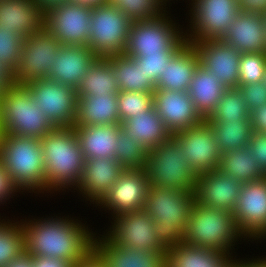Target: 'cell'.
<instances>
[{"label":"cell","instance_id":"cell-54","mask_svg":"<svg viewBox=\"0 0 266 267\" xmlns=\"http://www.w3.org/2000/svg\"><path fill=\"white\" fill-rule=\"evenodd\" d=\"M258 259V260H257ZM257 259H252L251 261H240V266L241 267H266V258H263V259H260V258H257Z\"/></svg>","mask_w":266,"mask_h":267},{"label":"cell","instance_id":"cell-24","mask_svg":"<svg viewBox=\"0 0 266 267\" xmlns=\"http://www.w3.org/2000/svg\"><path fill=\"white\" fill-rule=\"evenodd\" d=\"M102 236L94 237L93 250L107 267H166V252L135 250L114 244Z\"/></svg>","mask_w":266,"mask_h":267},{"label":"cell","instance_id":"cell-20","mask_svg":"<svg viewBox=\"0 0 266 267\" xmlns=\"http://www.w3.org/2000/svg\"><path fill=\"white\" fill-rule=\"evenodd\" d=\"M242 183L219 169L199 174L196 181V202L202 206L233 212Z\"/></svg>","mask_w":266,"mask_h":267},{"label":"cell","instance_id":"cell-26","mask_svg":"<svg viewBox=\"0 0 266 267\" xmlns=\"http://www.w3.org/2000/svg\"><path fill=\"white\" fill-rule=\"evenodd\" d=\"M200 64L192 43L186 42L170 59L160 75L156 89L188 92L193 75Z\"/></svg>","mask_w":266,"mask_h":267},{"label":"cell","instance_id":"cell-36","mask_svg":"<svg viewBox=\"0 0 266 267\" xmlns=\"http://www.w3.org/2000/svg\"><path fill=\"white\" fill-rule=\"evenodd\" d=\"M18 223V224H17ZM25 252V236L22 221L11 223L0 222V267H5L13 259Z\"/></svg>","mask_w":266,"mask_h":267},{"label":"cell","instance_id":"cell-14","mask_svg":"<svg viewBox=\"0 0 266 267\" xmlns=\"http://www.w3.org/2000/svg\"><path fill=\"white\" fill-rule=\"evenodd\" d=\"M106 236L114 244L135 250L167 252L155 232V224L145 209L121 214L115 218Z\"/></svg>","mask_w":266,"mask_h":267},{"label":"cell","instance_id":"cell-55","mask_svg":"<svg viewBox=\"0 0 266 267\" xmlns=\"http://www.w3.org/2000/svg\"><path fill=\"white\" fill-rule=\"evenodd\" d=\"M72 1L91 5V6L105 4L108 2V0H72Z\"/></svg>","mask_w":266,"mask_h":267},{"label":"cell","instance_id":"cell-39","mask_svg":"<svg viewBox=\"0 0 266 267\" xmlns=\"http://www.w3.org/2000/svg\"><path fill=\"white\" fill-rule=\"evenodd\" d=\"M147 151L143 148L140 141L133 139L127 132L119 126L117 148L115 159L125 169L144 168L146 165Z\"/></svg>","mask_w":266,"mask_h":267},{"label":"cell","instance_id":"cell-42","mask_svg":"<svg viewBox=\"0 0 266 267\" xmlns=\"http://www.w3.org/2000/svg\"><path fill=\"white\" fill-rule=\"evenodd\" d=\"M265 70L266 53H242L239 65V85L262 82Z\"/></svg>","mask_w":266,"mask_h":267},{"label":"cell","instance_id":"cell-5","mask_svg":"<svg viewBox=\"0 0 266 267\" xmlns=\"http://www.w3.org/2000/svg\"><path fill=\"white\" fill-rule=\"evenodd\" d=\"M54 128L25 85L12 83L0 94V133L41 139Z\"/></svg>","mask_w":266,"mask_h":267},{"label":"cell","instance_id":"cell-19","mask_svg":"<svg viewBox=\"0 0 266 267\" xmlns=\"http://www.w3.org/2000/svg\"><path fill=\"white\" fill-rule=\"evenodd\" d=\"M153 106L172 135L204 121L188 92L155 89Z\"/></svg>","mask_w":266,"mask_h":267},{"label":"cell","instance_id":"cell-21","mask_svg":"<svg viewBox=\"0 0 266 267\" xmlns=\"http://www.w3.org/2000/svg\"><path fill=\"white\" fill-rule=\"evenodd\" d=\"M220 40L240 53H266L264 15L239 11Z\"/></svg>","mask_w":266,"mask_h":267},{"label":"cell","instance_id":"cell-18","mask_svg":"<svg viewBox=\"0 0 266 267\" xmlns=\"http://www.w3.org/2000/svg\"><path fill=\"white\" fill-rule=\"evenodd\" d=\"M190 43L197 51L201 66L216 76L226 88H238L242 53L220 39Z\"/></svg>","mask_w":266,"mask_h":267},{"label":"cell","instance_id":"cell-56","mask_svg":"<svg viewBox=\"0 0 266 267\" xmlns=\"http://www.w3.org/2000/svg\"><path fill=\"white\" fill-rule=\"evenodd\" d=\"M224 267H241L240 266V261L238 260H234V259H230Z\"/></svg>","mask_w":266,"mask_h":267},{"label":"cell","instance_id":"cell-12","mask_svg":"<svg viewBox=\"0 0 266 267\" xmlns=\"http://www.w3.org/2000/svg\"><path fill=\"white\" fill-rule=\"evenodd\" d=\"M187 42L220 39L239 12L236 0H191Z\"/></svg>","mask_w":266,"mask_h":267},{"label":"cell","instance_id":"cell-11","mask_svg":"<svg viewBox=\"0 0 266 267\" xmlns=\"http://www.w3.org/2000/svg\"><path fill=\"white\" fill-rule=\"evenodd\" d=\"M37 106L55 127H73L77 115L76 90L44 78L25 85Z\"/></svg>","mask_w":266,"mask_h":267},{"label":"cell","instance_id":"cell-1","mask_svg":"<svg viewBox=\"0 0 266 267\" xmlns=\"http://www.w3.org/2000/svg\"><path fill=\"white\" fill-rule=\"evenodd\" d=\"M34 220L22 222L25 252L29 255L62 259L75 265L93 251L96 234L78 219L77 222L67 217Z\"/></svg>","mask_w":266,"mask_h":267},{"label":"cell","instance_id":"cell-25","mask_svg":"<svg viewBox=\"0 0 266 267\" xmlns=\"http://www.w3.org/2000/svg\"><path fill=\"white\" fill-rule=\"evenodd\" d=\"M0 27L26 39L45 28V12L33 0H0Z\"/></svg>","mask_w":266,"mask_h":267},{"label":"cell","instance_id":"cell-58","mask_svg":"<svg viewBox=\"0 0 266 267\" xmlns=\"http://www.w3.org/2000/svg\"><path fill=\"white\" fill-rule=\"evenodd\" d=\"M264 21H265V26H266V14H264Z\"/></svg>","mask_w":266,"mask_h":267},{"label":"cell","instance_id":"cell-51","mask_svg":"<svg viewBox=\"0 0 266 267\" xmlns=\"http://www.w3.org/2000/svg\"><path fill=\"white\" fill-rule=\"evenodd\" d=\"M5 267H33V256L29 255L27 252H24L18 258L13 259Z\"/></svg>","mask_w":266,"mask_h":267},{"label":"cell","instance_id":"cell-17","mask_svg":"<svg viewBox=\"0 0 266 267\" xmlns=\"http://www.w3.org/2000/svg\"><path fill=\"white\" fill-rule=\"evenodd\" d=\"M149 188L144 168L125 169L97 206L108 208L114 217L144 209Z\"/></svg>","mask_w":266,"mask_h":267},{"label":"cell","instance_id":"cell-6","mask_svg":"<svg viewBox=\"0 0 266 267\" xmlns=\"http://www.w3.org/2000/svg\"><path fill=\"white\" fill-rule=\"evenodd\" d=\"M241 236L244 235L235 222L233 212L209 208L195 202L184 231L183 243L229 255L231 246Z\"/></svg>","mask_w":266,"mask_h":267},{"label":"cell","instance_id":"cell-3","mask_svg":"<svg viewBox=\"0 0 266 267\" xmlns=\"http://www.w3.org/2000/svg\"><path fill=\"white\" fill-rule=\"evenodd\" d=\"M195 202V192L150 185L144 209L153 219L158 240L167 250L183 243Z\"/></svg>","mask_w":266,"mask_h":267},{"label":"cell","instance_id":"cell-44","mask_svg":"<svg viewBox=\"0 0 266 267\" xmlns=\"http://www.w3.org/2000/svg\"><path fill=\"white\" fill-rule=\"evenodd\" d=\"M249 112L266 103V86L264 82L238 85Z\"/></svg>","mask_w":266,"mask_h":267},{"label":"cell","instance_id":"cell-57","mask_svg":"<svg viewBox=\"0 0 266 267\" xmlns=\"http://www.w3.org/2000/svg\"><path fill=\"white\" fill-rule=\"evenodd\" d=\"M263 82H264V84H265V86H266V70H265V74H264Z\"/></svg>","mask_w":266,"mask_h":267},{"label":"cell","instance_id":"cell-2","mask_svg":"<svg viewBox=\"0 0 266 267\" xmlns=\"http://www.w3.org/2000/svg\"><path fill=\"white\" fill-rule=\"evenodd\" d=\"M46 191L77 188L85 158L73 127H55L40 139Z\"/></svg>","mask_w":266,"mask_h":267},{"label":"cell","instance_id":"cell-34","mask_svg":"<svg viewBox=\"0 0 266 267\" xmlns=\"http://www.w3.org/2000/svg\"><path fill=\"white\" fill-rule=\"evenodd\" d=\"M218 169L224 174L235 177L242 184L266 177L258 162L253 158L248 145L237 150L223 152Z\"/></svg>","mask_w":266,"mask_h":267},{"label":"cell","instance_id":"cell-49","mask_svg":"<svg viewBox=\"0 0 266 267\" xmlns=\"http://www.w3.org/2000/svg\"><path fill=\"white\" fill-rule=\"evenodd\" d=\"M33 267H74V264L62 259L33 257Z\"/></svg>","mask_w":266,"mask_h":267},{"label":"cell","instance_id":"cell-38","mask_svg":"<svg viewBox=\"0 0 266 267\" xmlns=\"http://www.w3.org/2000/svg\"><path fill=\"white\" fill-rule=\"evenodd\" d=\"M107 3L116 6L131 22L150 21L167 12L163 10L167 5L164 0H108Z\"/></svg>","mask_w":266,"mask_h":267},{"label":"cell","instance_id":"cell-4","mask_svg":"<svg viewBox=\"0 0 266 267\" xmlns=\"http://www.w3.org/2000/svg\"><path fill=\"white\" fill-rule=\"evenodd\" d=\"M0 160L20 189L46 191L40 139L0 133Z\"/></svg>","mask_w":266,"mask_h":267},{"label":"cell","instance_id":"cell-35","mask_svg":"<svg viewBox=\"0 0 266 267\" xmlns=\"http://www.w3.org/2000/svg\"><path fill=\"white\" fill-rule=\"evenodd\" d=\"M213 130L221 152L237 150L250 142L252 127L250 119L236 121H213L205 119Z\"/></svg>","mask_w":266,"mask_h":267},{"label":"cell","instance_id":"cell-29","mask_svg":"<svg viewBox=\"0 0 266 267\" xmlns=\"http://www.w3.org/2000/svg\"><path fill=\"white\" fill-rule=\"evenodd\" d=\"M121 127L133 139L140 141L146 151L155 149L172 136L153 105L123 121Z\"/></svg>","mask_w":266,"mask_h":267},{"label":"cell","instance_id":"cell-8","mask_svg":"<svg viewBox=\"0 0 266 267\" xmlns=\"http://www.w3.org/2000/svg\"><path fill=\"white\" fill-rule=\"evenodd\" d=\"M164 13L150 21L131 22L123 54L142 57L145 54H175L187 41L173 20ZM184 33V35H183Z\"/></svg>","mask_w":266,"mask_h":267},{"label":"cell","instance_id":"cell-23","mask_svg":"<svg viewBox=\"0 0 266 267\" xmlns=\"http://www.w3.org/2000/svg\"><path fill=\"white\" fill-rule=\"evenodd\" d=\"M98 56L88 46L62 45L47 79L76 90Z\"/></svg>","mask_w":266,"mask_h":267},{"label":"cell","instance_id":"cell-9","mask_svg":"<svg viewBox=\"0 0 266 267\" xmlns=\"http://www.w3.org/2000/svg\"><path fill=\"white\" fill-rule=\"evenodd\" d=\"M130 26L131 20L116 6H92L88 47L98 57L123 54Z\"/></svg>","mask_w":266,"mask_h":267},{"label":"cell","instance_id":"cell-45","mask_svg":"<svg viewBox=\"0 0 266 267\" xmlns=\"http://www.w3.org/2000/svg\"><path fill=\"white\" fill-rule=\"evenodd\" d=\"M248 146L253 158L258 162L259 167L266 174V133L252 131Z\"/></svg>","mask_w":266,"mask_h":267},{"label":"cell","instance_id":"cell-27","mask_svg":"<svg viewBox=\"0 0 266 267\" xmlns=\"http://www.w3.org/2000/svg\"><path fill=\"white\" fill-rule=\"evenodd\" d=\"M119 126H73L85 160L100 157L115 159Z\"/></svg>","mask_w":266,"mask_h":267},{"label":"cell","instance_id":"cell-40","mask_svg":"<svg viewBox=\"0 0 266 267\" xmlns=\"http://www.w3.org/2000/svg\"><path fill=\"white\" fill-rule=\"evenodd\" d=\"M24 38L0 27V64L11 74L18 67Z\"/></svg>","mask_w":266,"mask_h":267},{"label":"cell","instance_id":"cell-13","mask_svg":"<svg viewBox=\"0 0 266 267\" xmlns=\"http://www.w3.org/2000/svg\"><path fill=\"white\" fill-rule=\"evenodd\" d=\"M92 6L68 2L45 13V28L62 45L88 46Z\"/></svg>","mask_w":266,"mask_h":267},{"label":"cell","instance_id":"cell-28","mask_svg":"<svg viewBox=\"0 0 266 267\" xmlns=\"http://www.w3.org/2000/svg\"><path fill=\"white\" fill-rule=\"evenodd\" d=\"M121 125L117 94L78 96L74 126Z\"/></svg>","mask_w":266,"mask_h":267},{"label":"cell","instance_id":"cell-46","mask_svg":"<svg viewBox=\"0 0 266 267\" xmlns=\"http://www.w3.org/2000/svg\"><path fill=\"white\" fill-rule=\"evenodd\" d=\"M21 190L11 179L8 171L3 166L1 160H0V204L5 200H8L15 192H18Z\"/></svg>","mask_w":266,"mask_h":267},{"label":"cell","instance_id":"cell-33","mask_svg":"<svg viewBox=\"0 0 266 267\" xmlns=\"http://www.w3.org/2000/svg\"><path fill=\"white\" fill-rule=\"evenodd\" d=\"M119 92L112 71V60L109 57H98L76 88L78 96H100Z\"/></svg>","mask_w":266,"mask_h":267},{"label":"cell","instance_id":"cell-53","mask_svg":"<svg viewBox=\"0 0 266 267\" xmlns=\"http://www.w3.org/2000/svg\"><path fill=\"white\" fill-rule=\"evenodd\" d=\"M12 83V74L0 64V94Z\"/></svg>","mask_w":266,"mask_h":267},{"label":"cell","instance_id":"cell-47","mask_svg":"<svg viewBox=\"0 0 266 267\" xmlns=\"http://www.w3.org/2000/svg\"><path fill=\"white\" fill-rule=\"evenodd\" d=\"M236 2L241 12L266 14V0H236Z\"/></svg>","mask_w":266,"mask_h":267},{"label":"cell","instance_id":"cell-41","mask_svg":"<svg viewBox=\"0 0 266 267\" xmlns=\"http://www.w3.org/2000/svg\"><path fill=\"white\" fill-rule=\"evenodd\" d=\"M120 122L130 119L153 105V93L120 91L117 94Z\"/></svg>","mask_w":266,"mask_h":267},{"label":"cell","instance_id":"cell-7","mask_svg":"<svg viewBox=\"0 0 266 267\" xmlns=\"http://www.w3.org/2000/svg\"><path fill=\"white\" fill-rule=\"evenodd\" d=\"M144 169L152 186L195 192L199 174L184 158L181 145L172 136L147 151Z\"/></svg>","mask_w":266,"mask_h":267},{"label":"cell","instance_id":"cell-43","mask_svg":"<svg viewBox=\"0 0 266 267\" xmlns=\"http://www.w3.org/2000/svg\"><path fill=\"white\" fill-rule=\"evenodd\" d=\"M174 54H145L142 57H132L150 80L156 85L160 75L164 73L166 65Z\"/></svg>","mask_w":266,"mask_h":267},{"label":"cell","instance_id":"cell-50","mask_svg":"<svg viewBox=\"0 0 266 267\" xmlns=\"http://www.w3.org/2000/svg\"><path fill=\"white\" fill-rule=\"evenodd\" d=\"M74 267H107L99 255L93 250L82 261L77 262Z\"/></svg>","mask_w":266,"mask_h":267},{"label":"cell","instance_id":"cell-48","mask_svg":"<svg viewBox=\"0 0 266 267\" xmlns=\"http://www.w3.org/2000/svg\"><path fill=\"white\" fill-rule=\"evenodd\" d=\"M252 131L266 133V103L250 112Z\"/></svg>","mask_w":266,"mask_h":267},{"label":"cell","instance_id":"cell-32","mask_svg":"<svg viewBox=\"0 0 266 267\" xmlns=\"http://www.w3.org/2000/svg\"><path fill=\"white\" fill-rule=\"evenodd\" d=\"M112 60V71L120 91L153 93L156 85L145 74L136 61L125 54L108 56Z\"/></svg>","mask_w":266,"mask_h":267},{"label":"cell","instance_id":"cell-52","mask_svg":"<svg viewBox=\"0 0 266 267\" xmlns=\"http://www.w3.org/2000/svg\"><path fill=\"white\" fill-rule=\"evenodd\" d=\"M41 9L46 13L48 10L63 5L64 3L71 2L72 0H33Z\"/></svg>","mask_w":266,"mask_h":267},{"label":"cell","instance_id":"cell-10","mask_svg":"<svg viewBox=\"0 0 266 267\" xmlns=\"http://www.w3.org/2000/svg\"><path fill=\"white\" fill-rule=\"evenodd\" d=\"M61 46L46 28L29 35L23 40L20 61L12 74L13 83L26 85L34 80L47 78Z\"/></svg>","mask_w":266,"mask_h":267},{"label":"cell","instance_id":"cell-15","mask_svg":"<svg viewBox=\"0 0 266 267\" xmlns=\"http://www.w3.org/2000/svg\"><path fill=\"white\" fill-rule=\"evenodd\" d=\"M233 216L243 238L265 239L266 177L242 184Z\"/></svg>","mask_w":266,"mask_h":267},{"label":"cell","instance_id":"cell-22","mask_svg":"<svg viewBox=\"0 0 266 267\" xmlns=\"http://www.w3.org/2000/svg\"><path fill=\"white\" fill-rule=\"evenodd\" d=\"M124 170L117 159L104 157L87 159L77 188L86 199L98 204Z\"/></svg>","mask_w":266,"mask_h":267},{"label":"cell","instance_id":"cell-31","mask_svg":"<svg viewBox=\"0 0 266 267\" xmlns=\"http://www.w3.org/2000/svg\"><path fill=\"white\" fill-rule=\"evenodd\" d=\"M230 257L218 250L181 243L167 250L166 267H224Z\"/></svg>","mask_w":266,"mask_h":267},{"label":"cell","instance_id":"cell-30","mask_svg":"<svg viewBox=\"0 0 266 267\" xmlns=\"http://www.w3.org/2000/svg\"><path fill=\"white\" fill-rule=\"evenodd\" d=\"M226 90L227 88L219 82L216 76L199 64L188 93L197 112L205 120L212 114Z\"/></svg>","mask_w":266,"mask_h":267},{"label":"cell","instance_id":"cell-16","mask_svg":"<svg viewBox=\"0 0 266 267\" xmlns=\"http://www.w3.org/2000/svg\"><path fill=\"white\" fill-rule=\"evenodd\" d=\"M172 137L181 145L184 158L198 174L219 168L222 152L205 120L200 125L176 132Z\"/></svg>","mask_w":266,"mask_h":267},{"label":"cell","instance_id":"cell-37","mask_svg":"<svg viewBox=\"0 0 266 267\" xmlns=\"http://www.w3.org/2000/svg\"><path fill=\"white\" fill-rule=\"evenodd\" d=\"M206 119H212L213 121L250 119V112L240 89L227 88L212 114Z\"/></svg>","mask_w":266,"mask_h":267}]
</instances>
